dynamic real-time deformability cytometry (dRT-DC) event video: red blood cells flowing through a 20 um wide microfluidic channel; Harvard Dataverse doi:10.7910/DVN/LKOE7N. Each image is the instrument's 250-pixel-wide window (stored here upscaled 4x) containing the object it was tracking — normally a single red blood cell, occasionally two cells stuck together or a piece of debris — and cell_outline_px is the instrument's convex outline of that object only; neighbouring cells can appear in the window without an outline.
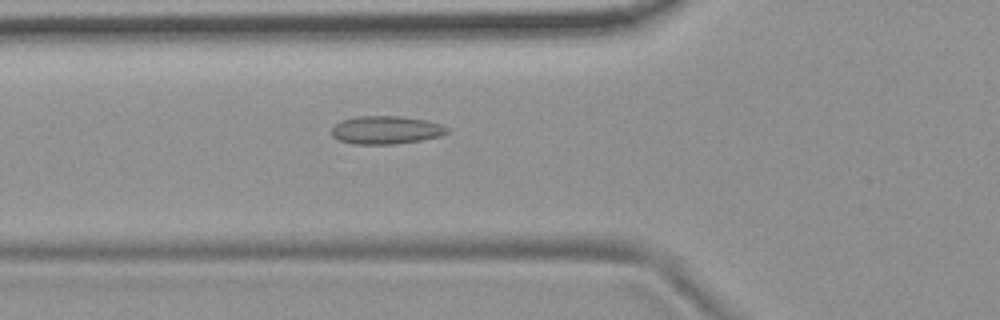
{"species": "common noctule bat (a hibernating species)", "species_latin": "Nyctalus noctula", "temperature_condition": "room temperature", "stored_images_in_passage": 5, "camera_frame_rate_fps": 3000, "um_per_image_px": 0.085, "animal": {"sex": "female", "body_mass_g": 19.9}, "frame": {"image": 1, "passage_image": 5, "time_ms": 1.333, "image_size_px": [1000, 320], "cell_outline_px": [[448, 132], [440, 136], [420, 140], [392, 144], [352, 144], [340, 140], [332, 136], [332, 128], [340, 120], [360, 116], [404, 116], [424, 120], [440, 124], [448, 128]], "centroid_in_image_um": [32.79, 11.04], "position_along_channel_um": 93.0, "area_um2": 18.79}}